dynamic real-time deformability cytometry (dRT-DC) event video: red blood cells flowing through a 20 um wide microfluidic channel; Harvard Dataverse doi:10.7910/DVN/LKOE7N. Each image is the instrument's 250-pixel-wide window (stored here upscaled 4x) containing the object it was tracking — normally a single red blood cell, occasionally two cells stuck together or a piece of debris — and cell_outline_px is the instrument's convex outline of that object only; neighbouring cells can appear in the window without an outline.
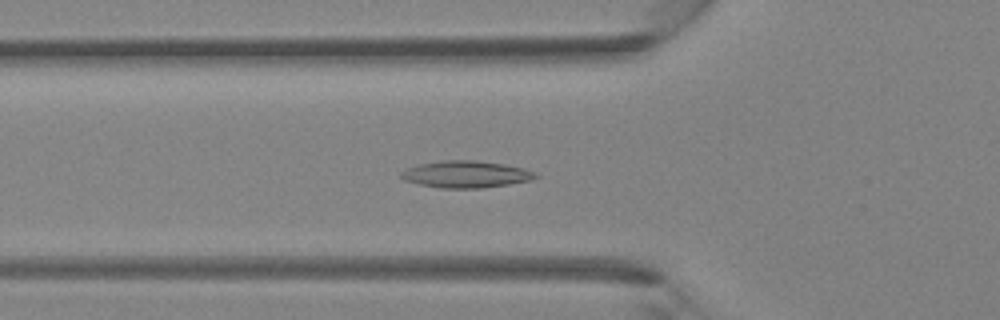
{"species": "Egyptian fruit bat (a non-hibernating species)", "species_latin": "Rousettus aegyptiacus", "temperature_condition": "room temperature", "stored_images_in_passage": 45, "camera_frame_rate_fps": 3000, "um_per_image_px": 0.085, "animal": {"sex": "female"}, "frame": {"image": 1, "passage_image": 16, "time_ms": 5.0, "image_size_px": [1000, 320], "cell_outline_px": [[540, 176], [532, 180], [508, 184], [480, 188], [440, 188], [420, 184], [404, 180], [400, 176], [400, 172], [408, 168], [420, 164], [444, 160], [476, 160], [504, 164], [524, 168], [536, 172]], "centroid_in_image_um": [39.64, 14.81], "position_along_channel_um": 86.2, "area_um2": 21.04}}
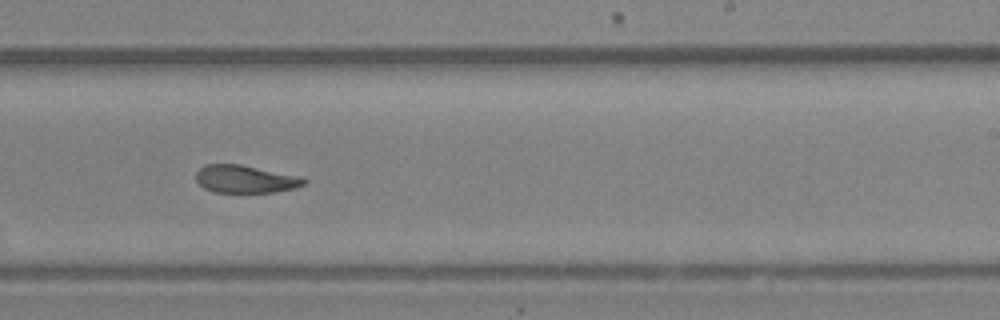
{"frame": {"image": 2, "passage_image": 28, "time_ms": 9.0, "image_size_px": [1000, 320], "cell_outline_px": [[308, 180], [304, 184], [292, 188], [276, 192], [212, 192], [204, 188], [196, 180], [196, 172], [204, 164], [240, 164], [304, 176]], "centroid_in_image_um": [20.88, 15.21], "position_along_channel_um": 268.1, "area_um2": 17.63}}
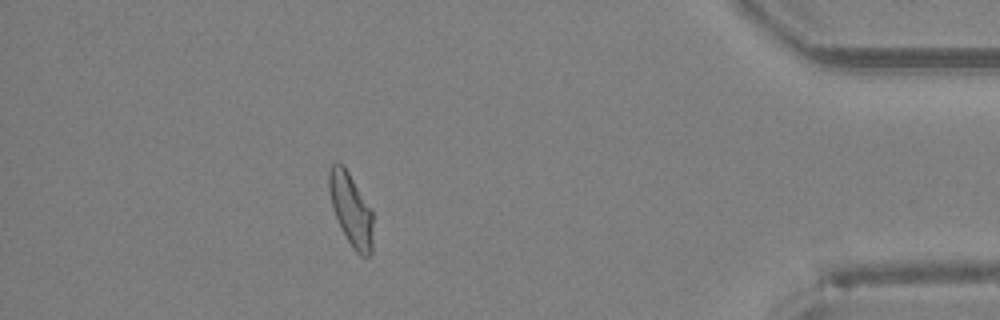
{"frame": {"image": 3, "passage_image": 40, "time_ms": 13.0, "image_size_px": [1000, 320], "cell_outline_px": [[372, 252], [368, 256], [360, 256], [352, 248], [332, 208], [328, 188], [328, 168], [336, 160], [344, 164], [372, 212]], "centroid_in_image_um": [29.8, 17.76], "position_along_channel_um": 405.4, "area_um2": 18.5}}